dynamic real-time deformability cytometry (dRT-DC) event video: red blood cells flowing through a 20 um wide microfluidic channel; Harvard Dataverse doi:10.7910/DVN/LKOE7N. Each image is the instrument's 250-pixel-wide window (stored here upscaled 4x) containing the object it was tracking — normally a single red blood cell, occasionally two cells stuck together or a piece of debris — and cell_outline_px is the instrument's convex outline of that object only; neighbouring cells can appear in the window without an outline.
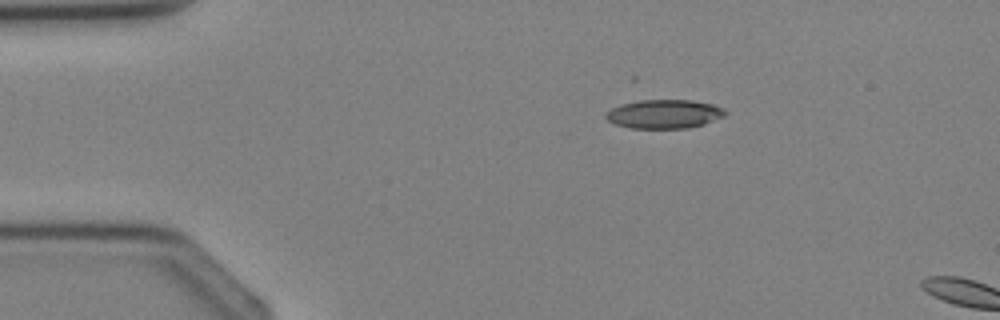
{"species": "Egyptian fruit bat (a non-hibernating species)", "species_latin": "Rousettus aegyptiacus", "temperature_condition": "cold", "stored_images_in_passage": 3, "camera_frame_rate_fps": 3000, "um_per_image_px": 0.085, "animal": {"sex": "female"}, "frame": {"image": 1, "passage_image": 3, "time_ms": 2.333, "image_size_px": [1000, 320], "cell_outline_px": [[728, 112], [724, 116], [704, 124], [688, 128], [632, 128], [616, 124], [608, 120], [604, 116], [604, 112], [620, 104], [640, 100], [692, 100], [712, 104], [724, 108]], "centroid_in_image_um": [56.46, 9.68], "position_along_channel_um": 28.5, "area_um2": 20.11}}